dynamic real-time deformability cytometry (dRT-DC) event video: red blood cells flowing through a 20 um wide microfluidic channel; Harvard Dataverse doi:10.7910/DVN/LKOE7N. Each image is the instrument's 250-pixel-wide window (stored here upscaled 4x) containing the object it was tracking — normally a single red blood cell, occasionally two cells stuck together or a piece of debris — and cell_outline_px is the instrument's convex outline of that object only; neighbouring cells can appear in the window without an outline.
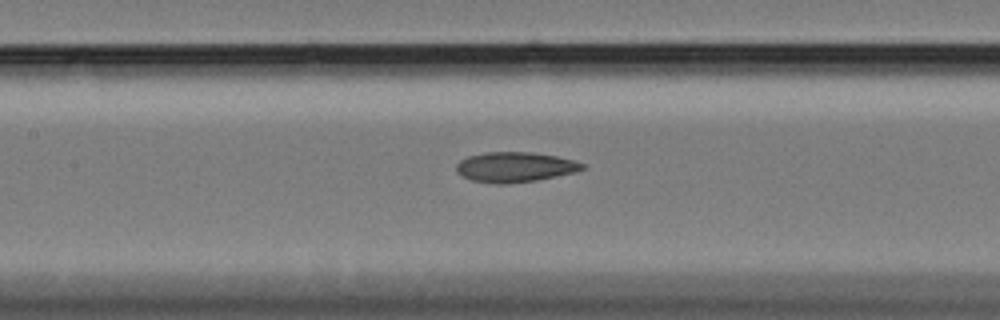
{"species": "Egyptian fruit bat (a non-hibernating species)", "species_latin": "Rousettus aegyptiacus", "temperature_condition": "cold", "stored_images_in_passage": 31, "camera_frame_rate_fps": 3000, "um_per_image_px": 0.085, "animal": {"sex": "female"}, "frame": {"image": 1, "passage_image": 10, "time_ms": 3.0, "image_size_px": [1000, 320], "cell_outline_px": [[584, 168], [576, 172], [536, 180], [508, 184], [496, 184], [472, 180], [456, 172], [456, 164], [460, 160], [468, 156], [484, 152], [532, 152], [556, 156], [576, 160], [584, 164]], "centroid_in_image_um": [43.77, 14.19], "position_along_channel_um": 163.6, "area_um2": 22.14}}
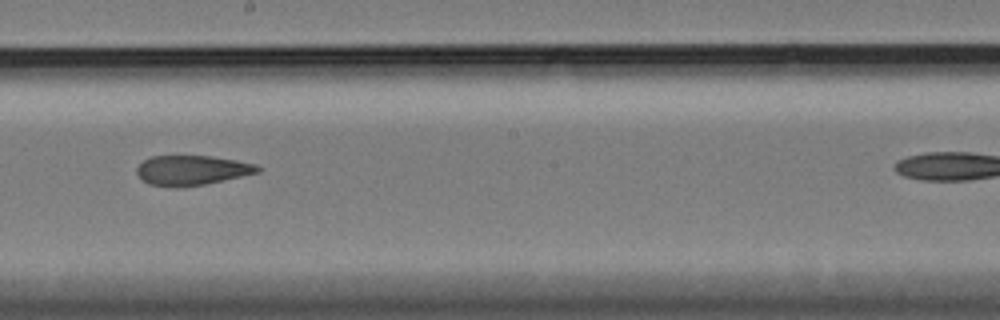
{"frame": {"image": 2, "passage_image": 16, "time_ms": 5.0, "image_size_px": [1000, 320], "cell_outline_px": [[260, 172], [204, 184], [180, 188], [176, 188], [148, 184], [140, 180], [136, 172], [136, 168], [144, 160], [152, 156], [208, 156], [236, 160], [256, 164], [260, 168]], "centroid_in_image_um": [16.26, 14.48], "position_along_channel_um": 231.9, "area_um2": 21.04}}
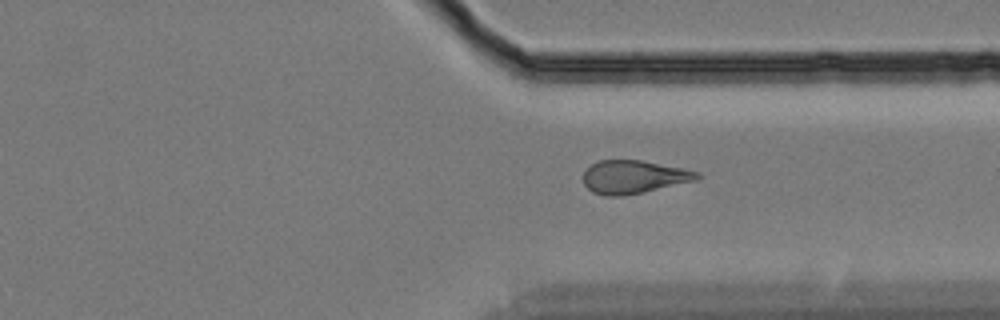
{"frame": {"image": 3, "passage_image": 27, "time_ms": 8.667, "image_size_px": [1000, 320], "cell_outline_px": [[704, 176], [696, 180], [644, 192], [624, 196], [604, 196], [592, 192], [584, 184], [584, 172], [592, 164], [600, 160], [640, 160], [700, 172]], "centroid_in_image_um": [53.87, 15.05], "position_along_channel_um": 357.5, "area_um2": 21.91}}